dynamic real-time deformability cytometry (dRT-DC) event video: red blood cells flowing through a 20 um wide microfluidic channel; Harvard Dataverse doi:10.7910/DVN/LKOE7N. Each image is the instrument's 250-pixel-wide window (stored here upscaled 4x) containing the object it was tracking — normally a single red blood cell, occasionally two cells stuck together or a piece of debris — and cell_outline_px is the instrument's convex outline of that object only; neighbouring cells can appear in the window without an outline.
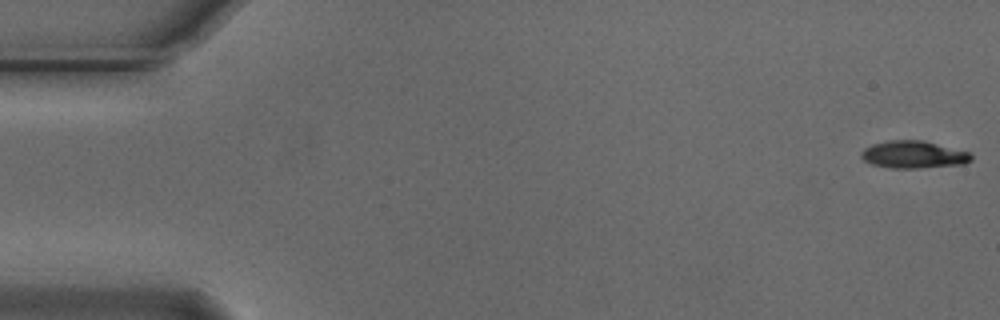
{"species": "Egyptian fruit bat (a non-hibernating species)", "species_latin": "Rousettus aegyptiacus", "temperature_condition": "cold", "stored_images_in_passage": 55, "camera_frame_rate_fps": 3000, "um_per_image_px": 0.085, "animal": {"sex": "male"}, "frame": {"image": 1, "passage_image": 1, "time_ms": 0.0, "image_size_px": [1000, 320], "cell_outline_px": [[972, 160], [964, 164], [916, 168], [892, 168], [872, 164], [864, 160], [860, 156], [860, 152], [864, 148], [872, 144], [888, 140], [924, 140], [972, 152]], "centroid_in_image_um": [77.67, 13.13], "position_along_channel_um": 7.3, "area_um2": 17.74}}
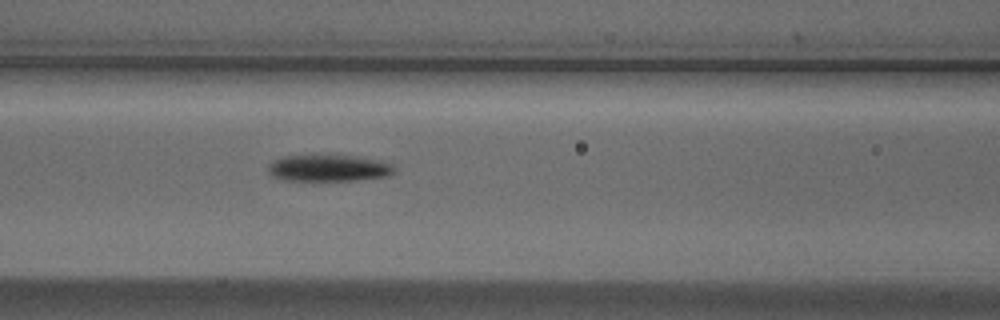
{"frame": {"image": 2, "passage_image": 23, "time_ms": 7.333, "image_size_px": [1000, 320], "cell_outline_px": [[396, 172], [388, 176], [356, 180], [284, 180], [272, 176], [268, 172], [268, 164], [272, 160], [284, 156], [356, 156], [380, 160], [392, 164], [396, 168]], "centroid_in_image_um": [27.95, 14.29], "position_along_channel_um": 138.6, "area_um2": 19.54}}
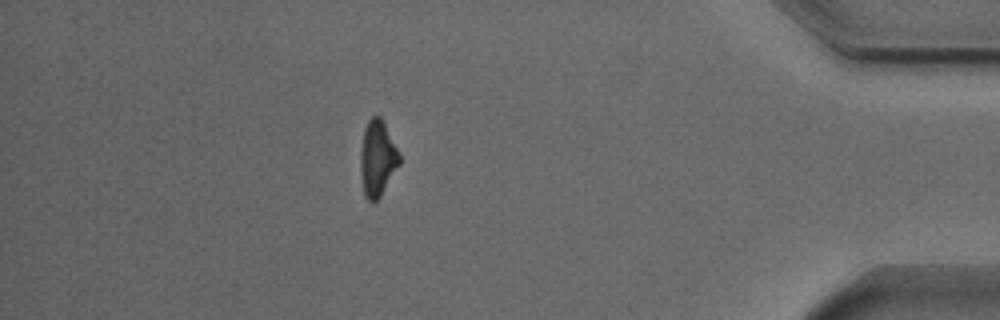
{"frame": {"image": 3, "passage_image": 48, "time_ms": 15.667, "image_size_px": [1000, 320], "cell_outline_px": [[400, 164], [380, 196], [372, 204], [364, 196], [360, 168], [360, 152], [364, 128], [368, 120], [372, 116], [380, 116], [400, 156]], "centroid_in_image_um": [32.06, 13.49], "position_along_channel_um": 403.1, "area_um2": 16.99}, "authors_computed_cell_mechanics": {"area_um2": 18.2648, "velocity_mm_per_s": 3.7331, "shape_relaxation_time_tau1_ms": 2.1501, "shape_relaxation_time_tau2_ms": null, "deformation_change_tau1": 0.1099, "deformation_change_tau2": null}}